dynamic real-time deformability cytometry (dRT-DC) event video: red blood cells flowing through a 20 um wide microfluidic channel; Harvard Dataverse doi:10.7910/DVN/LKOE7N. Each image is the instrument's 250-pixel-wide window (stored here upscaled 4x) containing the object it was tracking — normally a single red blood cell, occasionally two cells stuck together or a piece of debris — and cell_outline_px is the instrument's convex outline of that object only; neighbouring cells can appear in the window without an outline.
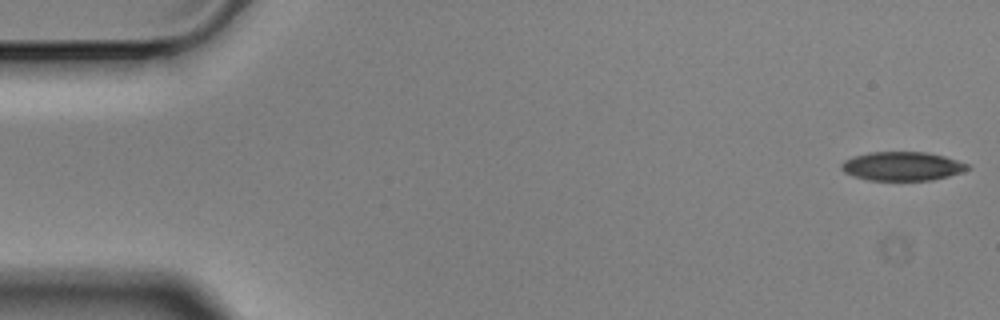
{"species": "Egyptian fruit bat (a non-hibernating species)", "species_latin": "Rousettus aegyptiacus", "temperature_condition": "cold", "stored_images_in_passage": 9, "camera_frame_rate_fps": 3000, "um_per_image_px": 0.085, "animal": {"sex": "male"}, "frame": {"image": 1, "passage_image": 1, "time_ms": 0.0, "image_size_px": [1000, 320], "cell_outline_px": [[972, 168], [948, 176], [932, 180], [868, 180], [844, 172], [840, 168], [840, 164], [844, 160], [852, 156], [868, 152], [928, 152], [944, 156], [968, 164]], "centroid_in_image_um": [76.67, 14.12], "position_along_channel_um": 8.3, "area_um2": 21.21}}